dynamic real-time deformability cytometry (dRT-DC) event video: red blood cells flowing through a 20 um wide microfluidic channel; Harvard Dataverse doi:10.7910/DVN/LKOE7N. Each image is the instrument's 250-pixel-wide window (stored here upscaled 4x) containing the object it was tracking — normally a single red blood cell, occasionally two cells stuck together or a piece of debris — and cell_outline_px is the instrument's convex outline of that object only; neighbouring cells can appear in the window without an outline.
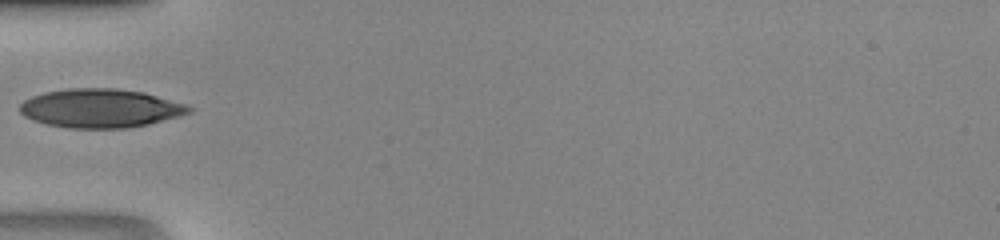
{"species": "human", "species_latin": "Homo sapiens", "temperature_condition": "room temperature", "stored_images_in_passage": 11, "camera_frame_rate_fps": 3000, "um_per_image_px": 0.085, "donor": {"sex": "male"}, "frame": {"image": 1, "passage_image": 1, "time_ms": 0.0, "image_size_px": [1000, 240], "cell_outline_px": [[184, 108], [180, 112], [140, 124], [60, 124], [44, 120], [32, 116], [24, 112], [24, 104], [40, 96], [56, 92], [136, 92], [152, 96]], "centroid_in_image_um": [8.46, 9.18], "position_along_channel_um": 76.5, "area_um2": 29.82}}